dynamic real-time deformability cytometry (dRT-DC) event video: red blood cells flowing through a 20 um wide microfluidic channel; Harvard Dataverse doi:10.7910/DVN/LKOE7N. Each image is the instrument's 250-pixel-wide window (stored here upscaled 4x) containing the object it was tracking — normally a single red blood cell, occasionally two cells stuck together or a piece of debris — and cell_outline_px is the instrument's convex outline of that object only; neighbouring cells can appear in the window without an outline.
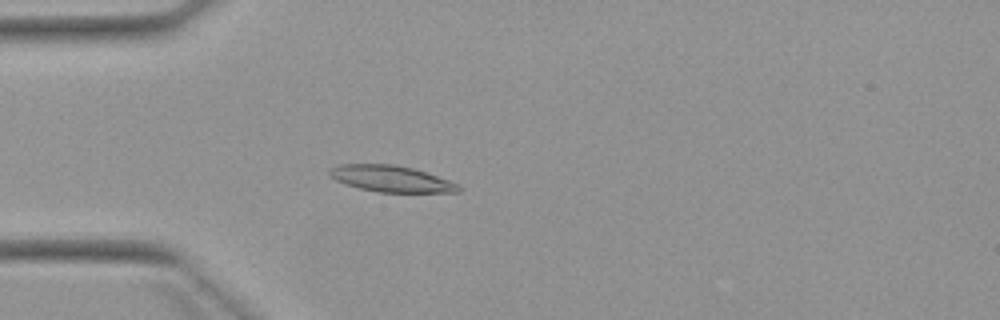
{"species": "Egyptian fruit bat (a non-hibernating species)", "species_latin": "Rousettus aegyptiacus", "temperature_condition": "warm", "stored_images_in_passage": 2, "camera_frame_rate_fps": 3000, "um_per_image_px": 0.085, "animal": {"sex": "female"}, "frame": {"image": 1, "passage_image": 2, "time_ms": 1.0, "image_size_px": [1000, 320], "cell_outline_px": [[460, 192], [380, 192], [360, 188], [344, 184], [328, 176], [328, 168], [340, 164], [396, 164], [412, 168], [448, 180], [456, 184], [460, 188]], "centroid_in_image_um": [33.16, 15.18], "position_along_channel_um": 51.8, "area_um2": 19.65}}